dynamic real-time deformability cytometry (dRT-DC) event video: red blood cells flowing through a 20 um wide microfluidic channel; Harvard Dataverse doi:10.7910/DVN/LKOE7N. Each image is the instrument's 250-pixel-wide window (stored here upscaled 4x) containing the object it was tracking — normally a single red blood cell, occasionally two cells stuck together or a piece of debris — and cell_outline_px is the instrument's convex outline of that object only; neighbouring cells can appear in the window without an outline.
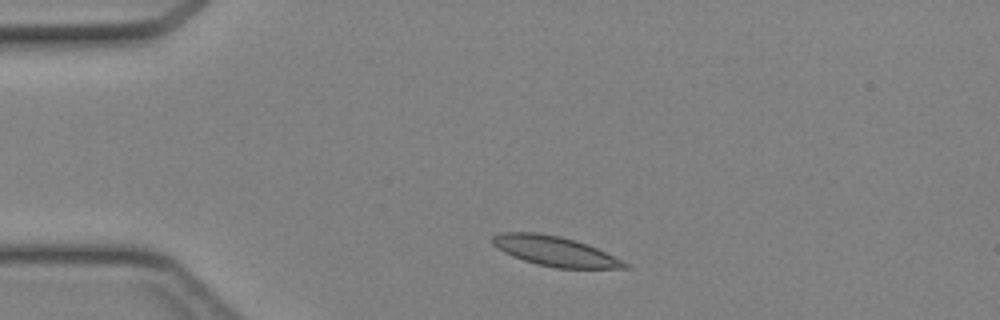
{"species": "Egyptian fruit bat (a non-hibernating species)", "species_latin": "Rousettus aegyptiacus", "temperature_condition": "cold", "stored_images_in_passage": 3, "camera_frame_rate_fps": 3000, "um_per_image_px": 0.085, "animal": {"sex": "female"}, "frame": {"image": 1, "passage_image": 1, "time_ms": 0.0, "image_size_px": [1000, 320], "cell_outline_px": [[628, 268], [556, 268], [536, 264], [512, 256], [504, 252], [492, 244], [492, 236], [500, 232], [536, 232], [560, 236], [576, 240], [588, 244], [624, 260], [628, 264]], "centroid_in_image_um": [47.17, 21.34], "position_along_channel_um": 37.8, "area_um2": 23.06}}
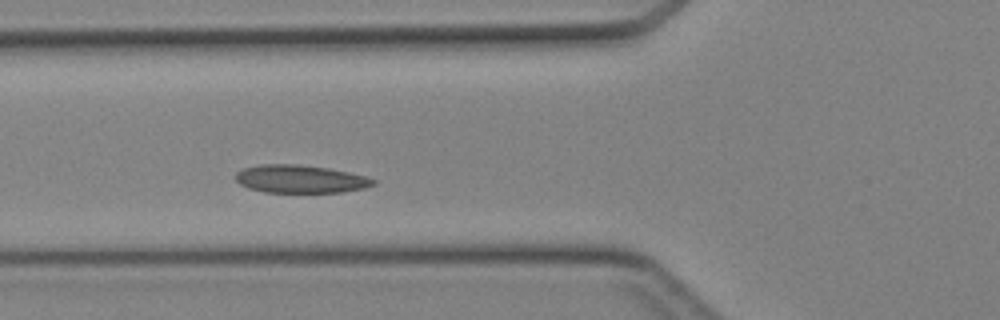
{"frame": {"image": 2, "passage_image": 3, "time_ms": 0.667, "image_size_px": [1000, 320], "cell_outline_px": [[376, 184], [364, 188], [340, 192], [264, 192], [248, 188], [240, 184], [236, 180], [236, 172], [244, 168], [260, 164], [296, 164], [328, 168], [368, 176], [376, 180]], "centroid_in_image_um": [25.54, 15.21], "position_along_channel_um": 100.3, "area_um2": 22.43}}